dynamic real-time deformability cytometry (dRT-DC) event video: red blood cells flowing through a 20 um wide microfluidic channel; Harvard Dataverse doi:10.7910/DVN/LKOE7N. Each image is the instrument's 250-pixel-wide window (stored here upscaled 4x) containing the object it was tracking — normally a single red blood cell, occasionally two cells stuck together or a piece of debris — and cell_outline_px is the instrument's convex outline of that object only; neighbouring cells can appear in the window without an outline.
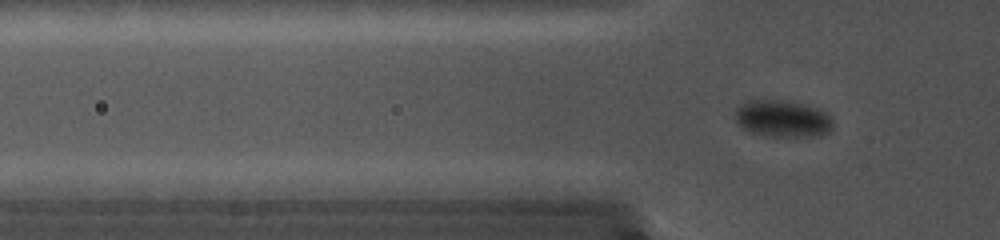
{"species": "common noctule bat (a hibernating species)", "species_latin": "Nyctalus noctula", "temperature_condition": "cold", "stored_images_in_passage": 69, "camera_frame_rate_fps": 5000, "um_per_image_px": 0.085, "animal": {"sex": "female", "body_mass_g": 19.0, "forearm_length_mm": 56.7}, "frame": {"image": 1, "passage_image": 26, "time_ms": 5.0, "image_size_px": [1000, 240], "cell_outline_px": [[832, 128], [828, 132], [820, 136], [764, 136], [752, 132], [744, 128], [736, 120], [736, 108], [740, 104], [752, 100], [780, 100], [804, 104], [820, 108], [828, 112], [832, 116]], "centroid_in_image_um": [66.58, 10.08], "position_along_channel_um": 59.2, "area_um2": 21.1}}
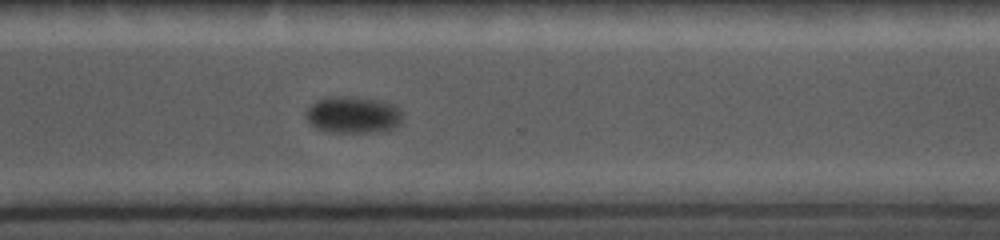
{"frame": {"image": 2, "passage_image": 59, "time_ms": 11.6, "image_size_px": [1000, 240], "cell_outline_px": [[404, 116], [400, 124], [392, 128], [376, 132], [336, 132], [316, 128], [308, 120], [308, 108], [316, 100], [332, 96], [352, 96], [372, 100], [388, 104], [400, 108]], "centroid_in_image_um": [30.04, 9.76], "position_along_channel_um": 340.6, "area_um2": 20.29}}
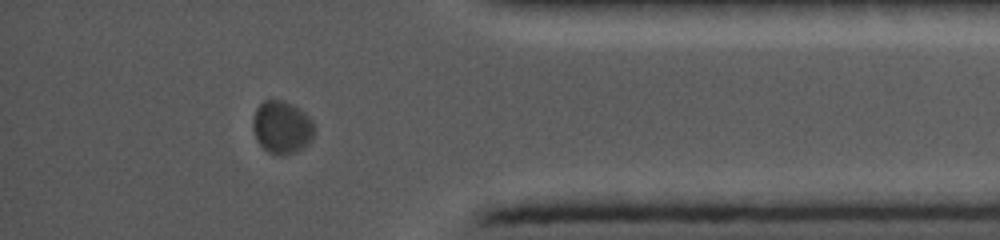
{"frame": {"image": 3, "passage_image": 64, "time_ms": 12.6, "image_size_px": [1000, 240], "cell_outline_px": [[316, 132], [312, 140], [308, 144], [296, 152], [268, 152], [256, 140], [252, 128], [252, 120], [256, 108], [264, 100], [280, 100], [296, 108], [308, 116], [312, 120], [316, 128]], "centroid_in_image_um": [23.96, 10.8], "position_along_channel_um": 411.2, "area_um2": 18.55}}